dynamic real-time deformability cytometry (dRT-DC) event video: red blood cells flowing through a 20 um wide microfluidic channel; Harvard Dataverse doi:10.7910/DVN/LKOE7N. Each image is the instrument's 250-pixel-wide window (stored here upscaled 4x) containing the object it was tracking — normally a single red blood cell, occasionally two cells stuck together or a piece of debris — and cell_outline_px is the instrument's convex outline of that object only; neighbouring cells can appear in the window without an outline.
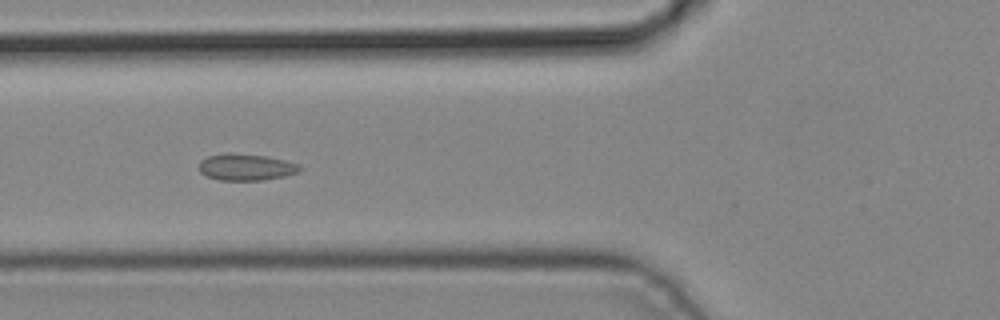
{"species": "common noctule bat (a hibernating species)", "species_latin": "Nyctalus noctula", "temperature_condition": "cold", "stored_images_in_passage": 5, "camera_frame_rate_fps": 3000, "um_per_image_px": 0.085, "animal": {"sex": "male", "body_mass_g": 19.2, "forearm_length_mm": 51.8}, "frame": {"image": 1, "passage_image": 5, "time_ms": 1.333, "image_size_px": [1000, 320], "cell_outline_px": [[304, 168], [300, 172], [284, 176], [264, 180], [220, 180], [208, 176], [200, 172], [200, 160], [208, 156], [264, 156], [284, 160], [300, 164]], "centroid_in_image_um": [21.01, 14.26], "position_along_channel_um": 104.8, "area_um2": 14.85}}